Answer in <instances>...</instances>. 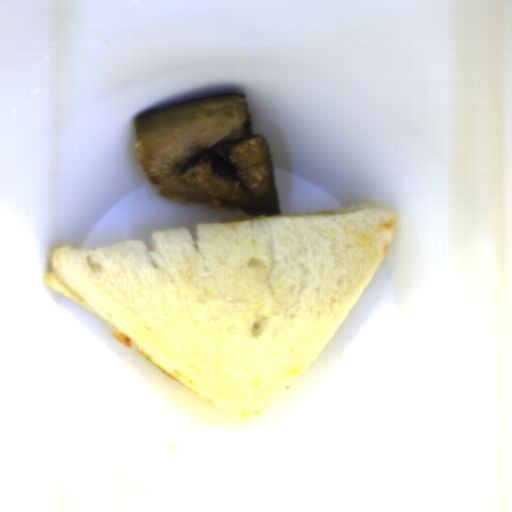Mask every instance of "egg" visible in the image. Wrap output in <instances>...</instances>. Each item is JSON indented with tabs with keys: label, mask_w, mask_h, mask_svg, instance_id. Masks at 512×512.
Instances as JSON below:
<instances>
[{
	"label": "egg",
	"mask_w": 512,
	"mask_h": 512,
	"mask_svg": "<svg viewBox=\"0 0 512 512\" xmlns=\"http://www.w3.org/2000/svg\"><path fill=\"white\" fill-rule=\"evenodd\" d=\"M113 337L152 362L155 366H157L161 371H163L167 376L171 379L183 384L176 377H174L171 373H169L164 367H162L157 361H155L150 355H148L143 349H141L136 343H134L129 337H127L122 331L115 327L113 333ZM185 385V384H183ZM186 386V385H185Z\"/></svg>",
	"instance_id": "d2b9013d"
}]
</instances>
